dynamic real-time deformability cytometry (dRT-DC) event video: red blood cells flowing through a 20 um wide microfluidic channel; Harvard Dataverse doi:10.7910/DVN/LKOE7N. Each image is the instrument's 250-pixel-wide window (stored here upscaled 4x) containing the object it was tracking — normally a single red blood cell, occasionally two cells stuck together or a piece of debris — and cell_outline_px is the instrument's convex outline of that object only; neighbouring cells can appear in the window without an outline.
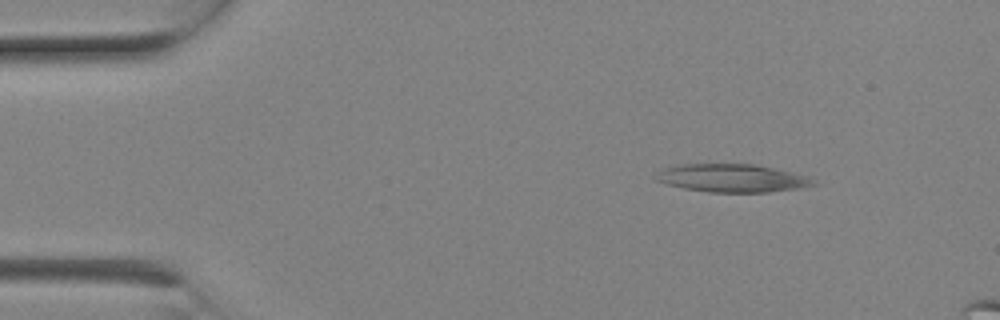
{"species": "Egyptian fruit bat (a non-hibernating species)", "species_latin": "Rousettus aegyptiacus", "temperature_condition": "room temperature", "stored_images_in_passage": 5, "camera_frame_rate_fps": 3000, "um_per_image_px": 0.085, "animal": {"sex": "female"}, "frame": {"image": 1, "passage_image": 1, "time_ms": 0.0, "image_size_px": [1000, 320], "cell_outline_px": [[820, 184], [800, 188], [768, 192], [708, 192], [684, 188], [668, 184], [656, 180], [652, 176], [656, 172], [664, 168], [680, 164], [756, 164], [808, 176]], "centroid_in_image_um": [62.23, 15.14], "position_along_channel_um": 22.8, "area_um2": 25.84}}